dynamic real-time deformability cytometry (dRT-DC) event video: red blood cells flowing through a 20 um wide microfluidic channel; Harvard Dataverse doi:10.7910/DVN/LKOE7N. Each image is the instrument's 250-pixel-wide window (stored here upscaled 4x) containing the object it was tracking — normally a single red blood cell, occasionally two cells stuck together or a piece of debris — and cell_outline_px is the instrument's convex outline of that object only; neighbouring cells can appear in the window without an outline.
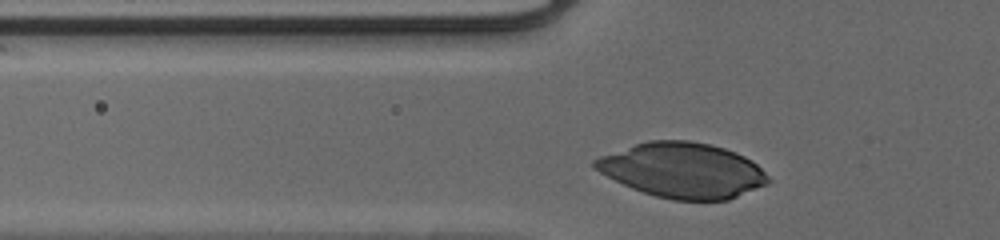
{"species": "human", "species_latin": "Homo sapiens", "temperature_condition": "cold", "stored_images_in_passage": 24, "camera_frame_rate_fps": 3000, "um_per_image_px": 0.085, "donor": {"sex": "male"}, "frame": {"image": 1, "passage_image": 3, "time_ms": 0.667, "image_size_px": [1000, 240], "cell_outline_px": [[772, 180], [768, 184], [728, 200], [672, 200], [656, 196], [632, 188], [592, 168], [592, 160], [600, 156], [648, 140], [688, 140], [708, 144], [724, 148], [736, 152], [752, 160]], "centroid_in_image_um": [58.04, 14.47], "position_along_channel_um": 67.8, "area_um2": 55.37}}
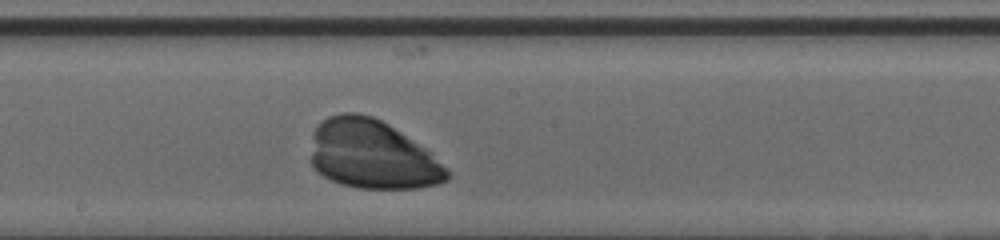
{"frame": {"image": 2, "passage_image": 15, "time_ms": 4.667, "image_size_px": [1000, 240], "cell_outline_px": [[448, 180], [436, 184], [416, 188], [360, 188], [340, 184], [324, 176], [312, 164], [312, 132], [316, 124], [320, 120], [328, 116], [340, 112], [360, 112], [372, 116], [388, 124], [432, 152], [448, 172]], "centroid_in_image_um": [31.61, 13.11], "position_along_channel_um": 216.6, "area_um2": 54.68}}
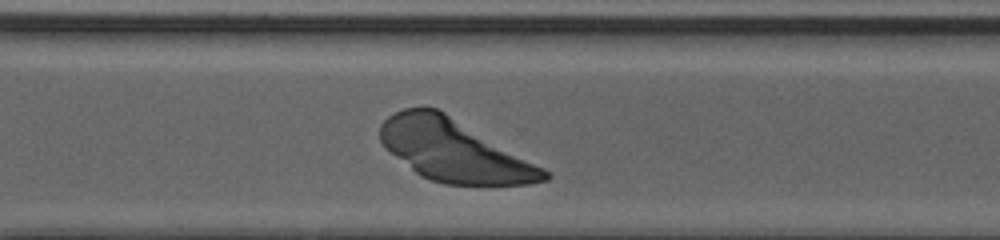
{"frame": {"image": 3, "passage_image": 24, "time_ms": 7.667, "image_size_px": [1000, 240], "cell_outline_px": [[552, 176], [548, 180], [528, 184], [444, 184], [420, 176], [384, 148], [380, 140], [380, 124], [388, 108], [416, 104], [428, 104], [440, 108], [544, 168]], "centroid_in_image_um": [38.47, 12.69], "position_along_channel_um": 332.1, "area_um2": 60.63}}